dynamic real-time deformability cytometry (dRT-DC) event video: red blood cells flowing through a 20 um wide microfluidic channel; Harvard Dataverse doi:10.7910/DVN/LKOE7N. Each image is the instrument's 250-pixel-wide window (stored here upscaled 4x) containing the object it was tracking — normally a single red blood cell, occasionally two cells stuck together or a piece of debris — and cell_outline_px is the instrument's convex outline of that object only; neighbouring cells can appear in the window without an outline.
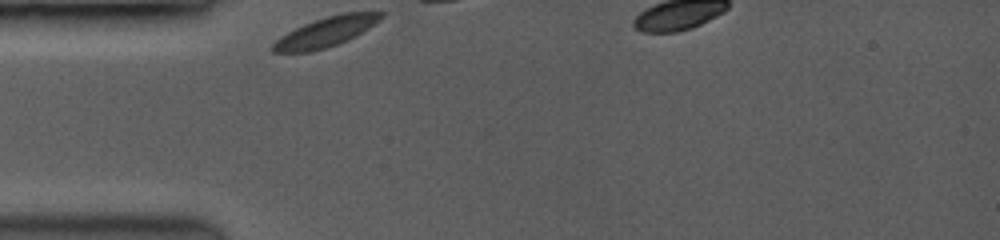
{"species": "common noctule bat (a hibernating species)", "species_latin": "Nyctalus noctula", "temperature_condition": "room temperature", "stored_images_in_passage": 2, "segment_of_instrument_passage": [1, 2], "camera_frame_rate_fps": 3500, "um_per_image_px": 0.085, "animal": {"sex": "female", "body_mass_g": 19.0, "forearm_length_mm": 53.3}, "frame": {"image": 1, "passage_image": 1, "time_ms": 0.0, "image_size_px": [1000, 240], "cell_outline_px": [[384, 16], [368, 28], [348, 40], [312, 52], [272, 52], [268, 48], [280, 36], [304, 24], [340, 12], [384, 12]], "centroid_in_image_um": [27.66, 2.72], "position_along_channel_um": 57.3, "area_um2": 18.55}}